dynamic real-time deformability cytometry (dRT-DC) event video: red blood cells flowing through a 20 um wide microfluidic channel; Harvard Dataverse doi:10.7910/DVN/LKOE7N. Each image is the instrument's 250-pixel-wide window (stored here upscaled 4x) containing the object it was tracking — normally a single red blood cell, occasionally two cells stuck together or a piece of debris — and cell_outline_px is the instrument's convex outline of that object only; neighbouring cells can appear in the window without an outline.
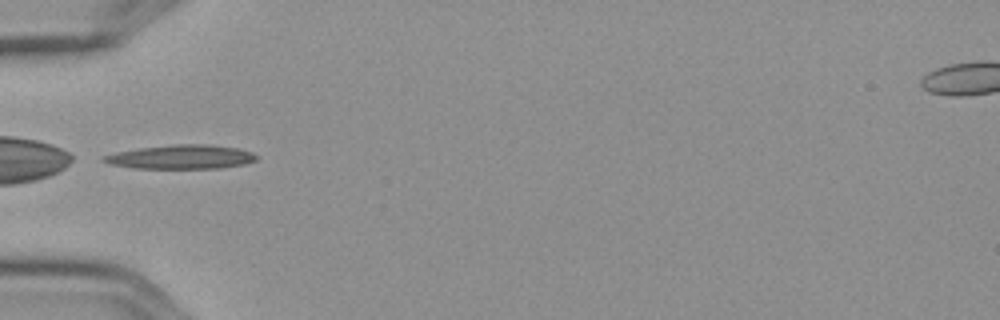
{"species": "Egyptian fruit bat (a non-hibernating species)", "species_latin": "Rousettus aegyptiacus", "temperature_condition": "cold", "stored_images_in_passage": 2, "camera_frame_rate_fps": 3000, "um_per_image_px": 0.085, "frame": {"image": 1, "passage_image": 1, "time_ms": 0.0, "image_size_px": [1000, 320], "cell_outline_px": [[260, 156], [256, 160], [244, 164], [220, 168], [132, 168], [112, 164], [100, 160], [100, 156], [116, 152], [140, 148], [176, 144], [208, 144], [236, 148], [252, 152]], "centroid_in_image_um": [15.39, 13.34], "position_along_channel_um": 69.6, "area_um2": 21.39}}
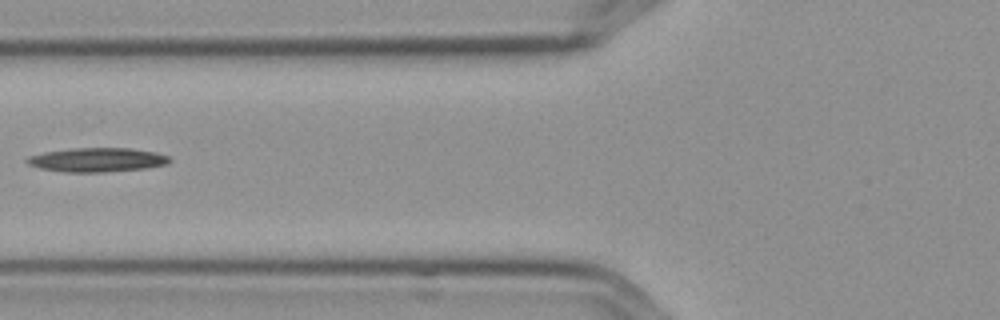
{"frame": {"image": 2, "passage_image": 2, "time_ms": 0.333, "image_size_px": [1000, 320], "cell_outline_px": [[172, 160], [168, 164], [148, 168], [104, 172], [64, 172], [40, 168], [28, 164], [24, 160], [28, 156], [44, 152], [72, 148], [132, 148], [156, 152], [168, 156]], "centroid_in_image_um": [8.27, 13.58], "position_along_channel_um": 117.5, "area_um2": 20.17}}